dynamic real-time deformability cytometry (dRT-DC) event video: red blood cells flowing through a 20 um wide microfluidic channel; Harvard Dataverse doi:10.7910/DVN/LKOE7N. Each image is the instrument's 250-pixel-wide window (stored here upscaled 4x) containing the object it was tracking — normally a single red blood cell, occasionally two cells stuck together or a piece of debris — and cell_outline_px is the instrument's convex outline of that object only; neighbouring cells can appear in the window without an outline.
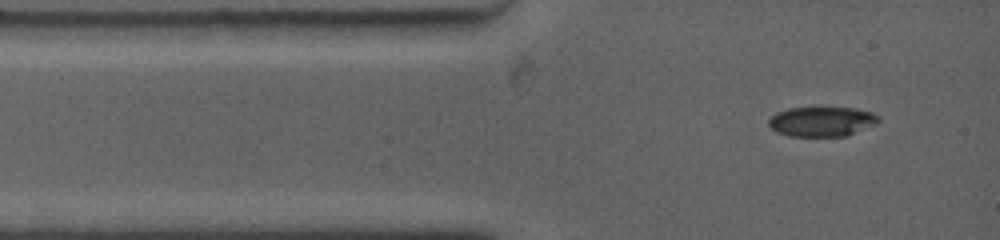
{"species": "common noctule bat (a hibernating species)", "species_latin": "Nyctalus noctula", "temperature_condition": "warm", "stored_images_in_passage": 45, "camera_frame_rate_fps": 4500, "um_per_image_px": 0.085, "animal": {"sex": "female", "body_mass_g": 19.0, "forearm_length_mm": 53.3}, "frame": {"image": 1, "passage_image": 1, "time_ms": 0.0, "image_size_px": [1000, 240], "cell_outline_px": [[880, 120], [876, 124], [848, 136], [788, 136], [776, 132], [768, 124], [768, 120], [776, 112], [788, 108], [856, 108], [872, 112], [880, 116]], "centroid_in_image_um": [69.87, 10.33], "position_along_channel_um": 15.1, "area_um2": 19.19}}
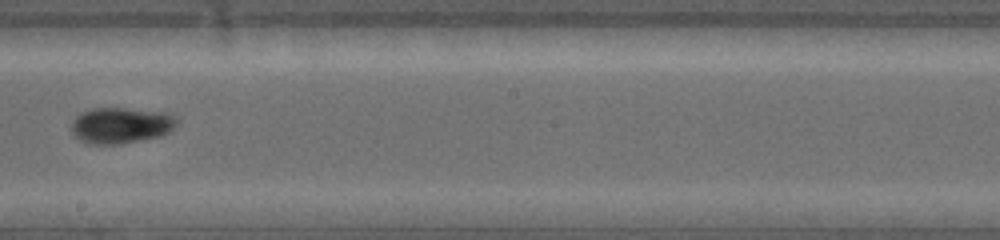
{"frame": {"image": 2, "passage_image": 18, "time_ms": 6.444, "image_size_px": [1000, 240], "cell_outline_px": [[176, 124], [168, 132], [160, 136], [120, 144], [88, 144], [80, 140], [72, 132], [72, 120], [80, 112], [92, 108], [124, 108], [160, 112], [172, 116], [176, 120]], "centroid_in_image_um": [10.2, 10.66], "position_along_channel_um": 238.0, "area_um2": 21.85}}
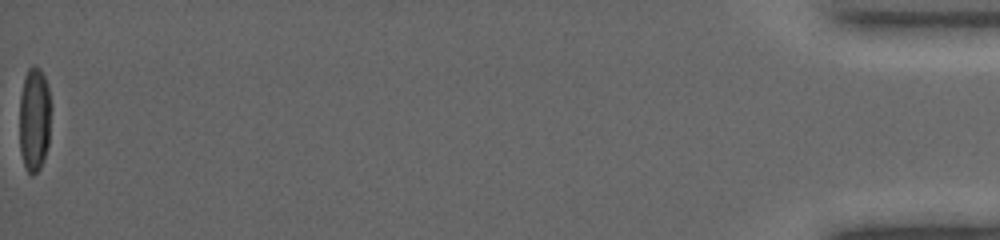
{"frame": {"image": 3, "passage_image": 45, "time_ms": 16.0, "image_size_px": [1000, 240], "cell_outline_px": [[52, 108], [48, 144], [40, 168], [36, 172], [28, 172], [24, 164], [20, 152], [20, 96], [24, 80], [28, 68], [40, 68], [48, 84], [52, 104]], "centroid_in_image_um": [2.95, 10.11], "position_along_channel_um": 432.3, "area_um2": 19.25}, "authors_computed_cell_mechanics": {"area_um2": 19.8832, "velocity_mm_per_s": 3.8382, "shape_relaxation_time_tau1_ms": 3.049, "shape_relaxation_time_tau2_ms": null, "deformation_change_tau1": 0.1202, "deformation_change_tau2": null}}